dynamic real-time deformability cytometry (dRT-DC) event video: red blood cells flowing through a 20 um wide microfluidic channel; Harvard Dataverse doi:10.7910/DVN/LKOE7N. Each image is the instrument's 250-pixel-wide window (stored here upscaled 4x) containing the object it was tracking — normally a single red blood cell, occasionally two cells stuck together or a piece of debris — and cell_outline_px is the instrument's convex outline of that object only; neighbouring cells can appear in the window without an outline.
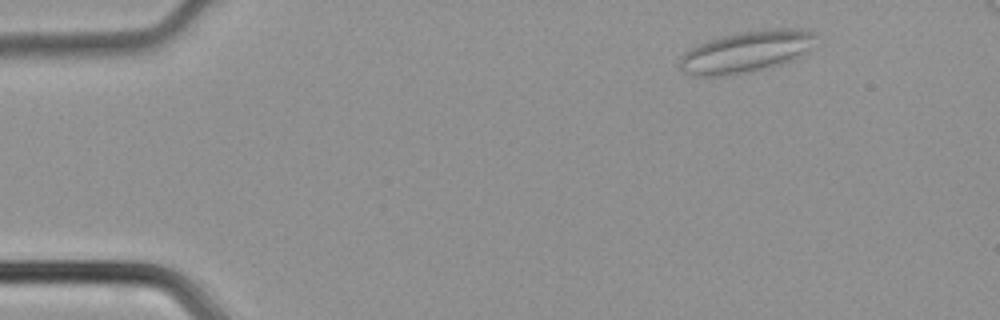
{"species": "common noctule bat (a hibernating species)", "species_latin": "Nyctalus noctula", "temperature_condition": "cold", "stored_images_in_passage": 43, "camera_frame_rate_fps": 3000, "um_per_image_px": 0.085, "animal": {"sex": "male", "body_mass_g": 21.5, "forearm_length_mm": 52.0}, "frame": {"image": 1, "passage_image": 3, "time_ms": 0.667, "image_size_px": [1000, 320], "cell_outline_px": [[816, 44], [808, 52], [784, 64], [752, 72], [724, 76], [692, 76], [684, 72], [676, 64], [684, 52], [688, 48], [724, 36], [764, 28], [800, 28], [812, 32], [816, 36]], "centroid_in_image_um": [63.46, 4.41], "position_along_channel_um": 21.5, "area_um2": 33.47}}
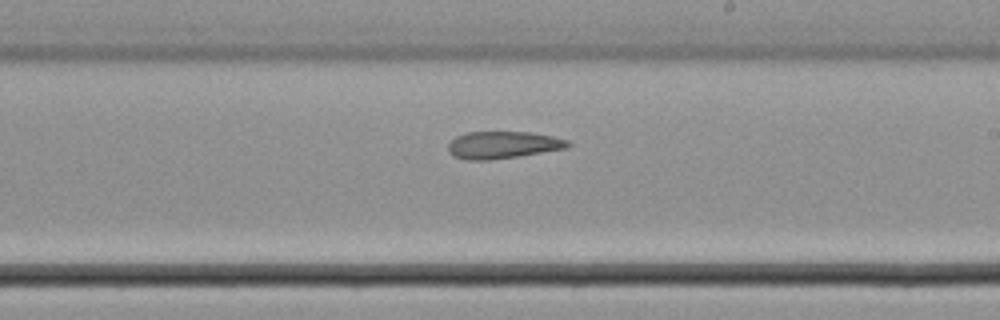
{"frame": {"image": 2, "passage_image": 24, "time_ms": 7.667, "image_size_px": [1000, 320], "cell_outline_px": [[572, 144], [568, 148], [516, 156], [488, 160], [468, 160], [452, 156], [448, 152], [448, 144], [456, 136], [468, 132], [528, 132], [552, 136], [568, 140]], "centroid_in_image_um": [42.73, 12.32], "position_along_channel_um": 246.3, "area_um2": 18.9}}
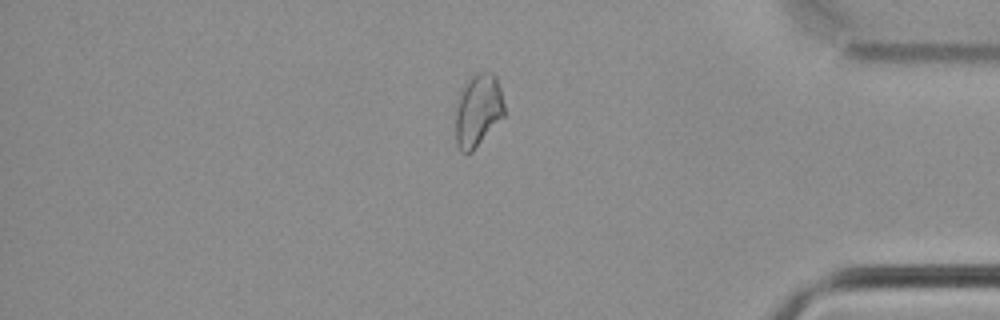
{"frame": {"image": 3, "passage_image": 36, "time_ms": 11.667, "image_size_px": [1000, 320], "cell_outline_px": [[504, 116], [472, 152], [460, 152], [456, 144], [456, 100], [468, 80], [476, 72], [492, 72], [496, 76], [500, 88], [504, 104]], "centroid_in_image_um": [40.63, 9.38], "position_along_channel_um": 394.6, "area_um2": 20.63}}